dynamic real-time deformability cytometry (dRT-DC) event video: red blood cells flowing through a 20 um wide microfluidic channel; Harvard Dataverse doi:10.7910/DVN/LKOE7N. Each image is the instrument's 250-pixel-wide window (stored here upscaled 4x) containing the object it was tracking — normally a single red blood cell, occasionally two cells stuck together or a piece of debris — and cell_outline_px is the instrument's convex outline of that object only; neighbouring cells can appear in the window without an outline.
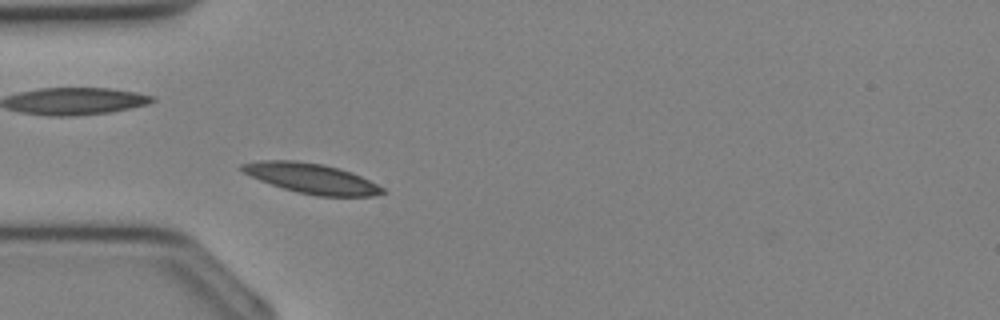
{"species": "Egyptian fruit bat (a non-hibernating species)", "species_latin": "Rousettus aegyptiacus", "temperature_condition": "cold", "stored_images_in_passage": 32, "camera_frame_rate_fps": 3000, "um_per_image_px": 0.085, "animal": {"sex": "female"}, "frame": {"image": 1, "passage_image": 7, "time_ms": 2.0, "image_size_px": [1000, 320], "cell_outline_px": [[388, 192], [372, 196], [316, 196], [296, 192], [260, 180], [244, 172], [240, 168], [240, 164], [260, 160], [296, 160], [324, 164], [352, 172], [384, 188]], "centroid_in_image_um": [26.49, 15.16], "position_along_channel_um": 58.5, "area_um2": 24.51}}
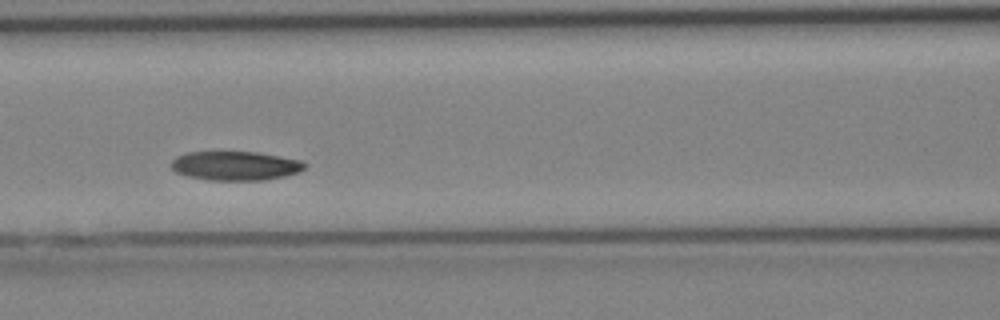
{"frame": {"image": 2, "passage_image": 12, "time_ms": 3.667, "image_size_px": [1000, 320], "cell_outline_px": [[308, 164], [300, 172], [284, 176], [264, 180], [208, 180], [188, 176], [176, 172], [168, 164], [176, 156], [188, 152], [256, 152], [304, 160]], "centroid_in_image_um": [20.02, 14.09], "position_along_channel_um": 146.6, "area_um2": 22.83}}
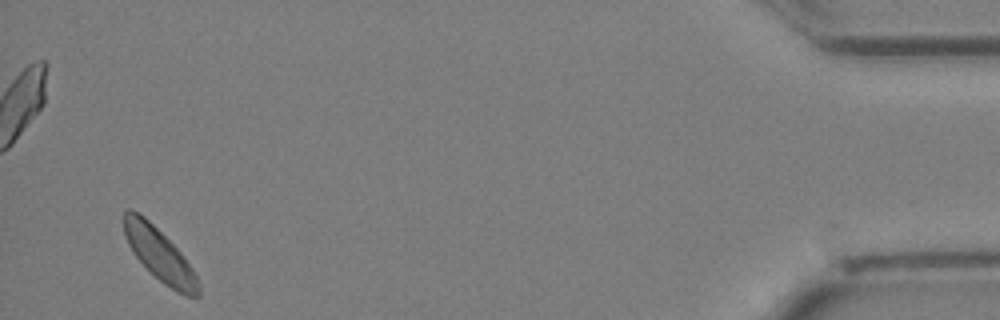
{"frame": {"image": 3, "passage_image": 31, "time_ms": 10.0, "image_size_px": [1000, 320], "cell_outline_px": [[200, 296], [184, 296], [176, 292], [164, 284], [132, 252], [128, 244], [124, 232], [124, 212], [128, 208], [132, 208], [144, 216], [180, 252], [192, 268], [200, 284]], "centroid_in_image_um": [13.57, 21.66], "position_along_channel_um": 421.6, "area_um2": 22.37}}